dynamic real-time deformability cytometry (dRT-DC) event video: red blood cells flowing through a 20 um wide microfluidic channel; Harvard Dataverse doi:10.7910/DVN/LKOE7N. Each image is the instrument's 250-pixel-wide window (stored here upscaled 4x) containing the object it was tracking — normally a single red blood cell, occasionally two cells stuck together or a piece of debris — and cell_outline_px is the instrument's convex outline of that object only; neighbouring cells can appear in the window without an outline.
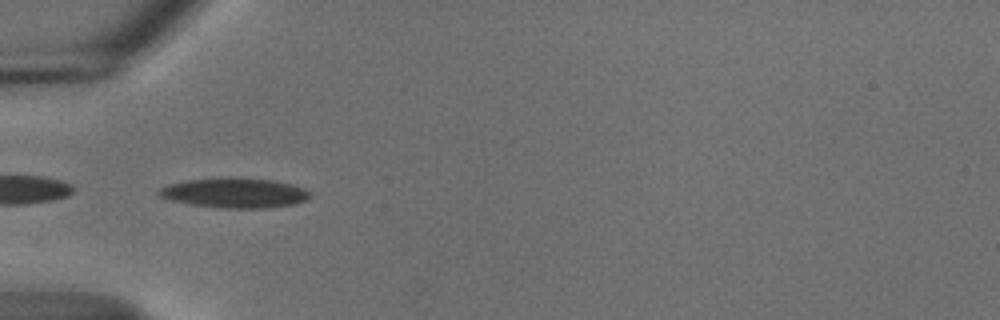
{"species": "common noctule bat (a hibernating species)", "species_latin": "Nyctalus noctula", "temperature_condition": "cold", "stored_images_in_passage": 53, "camera_frame_rate_fps": 3000, "um_per_image_px": 0.085, "animal": {"sex": "male", "body_mass_g": 18.8}, "frame": {"image": 1, "passage_image": 17, "time_ms": 5.333, "image_size_px": [1000, 320], "cell_outline_px": [[312, 196], [304, 200], [292, 204], [264, 208], [224, 208], [188, 204], [172, 200], [160, 196], [156, 192], [160, 188], [168, 184], [184, 180], [276, 180], [292, 184], [304, 188]], "centroid_in_image_um": [19.93, 16.43], "position_along_channel_um": 65.1, "area_um2": 25.26}}
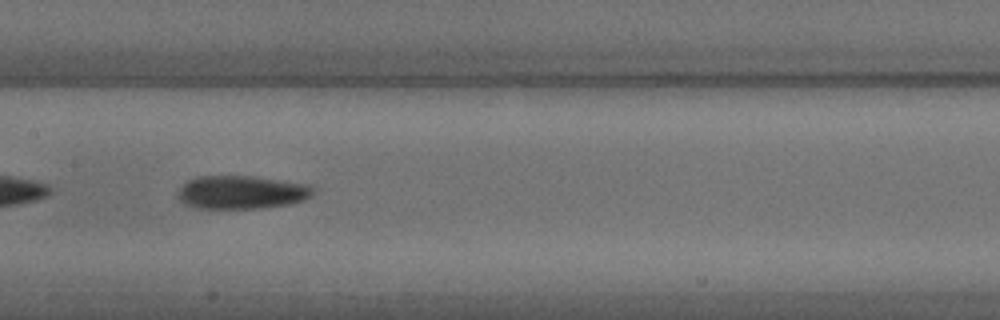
{"frame": {"image": 2, "passage_image": 27, "time_ms": 8.667, "image_size_px": [1000, 320], "cell_outline_px": [[316, 188], [312, 196], [304, 200], [288, 204], [260, 208], [196, 208], [184, 204], [176, 196], [180, 188], [188, 180], [200, 176], [252, 176], [312, 184]], "centroid_in_image_um": [20.57, 16.34], "position_along_channel_um": 186.8, "area_um2": 26.47}}
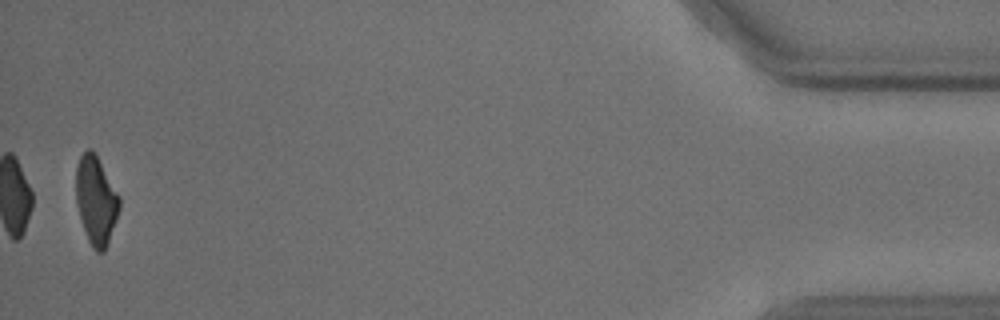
{"frame": {"image": 3, "passage_image": 53, "time_ms": 17.333, "image_size_px": [1000, 320], "cell_outline_px": [[120, 208], [108, 244], [104, 252], [96, 252], [92, 248], [88, 240], [80, 216], [76, 200], [76, 168], [80, 156], [88, 148], [92, 148], [120, 196]], "centroid_in_image_um": [8.17, 17.04], "position_along_channel_um": 427.0, "area_um2": 22.25}, "authors_computed_cell_mechanics": {"area_um2": 26.1256, "velocity_mm_per_s": 3.7073, "shape_relaxation_time_tau1_ms": 4.1342, "shape_relaxation_time_tau2_ms": null, "deformation_change_tau1": 0.1332, "deformation_change_tau2": null}}